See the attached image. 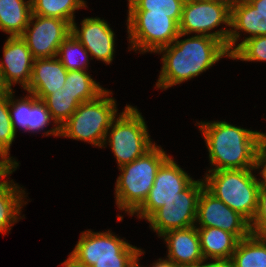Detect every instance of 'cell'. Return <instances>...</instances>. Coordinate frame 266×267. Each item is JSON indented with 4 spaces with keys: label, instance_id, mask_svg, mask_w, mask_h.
<instances>
[{
    "label": "cell",
    "instance_id": "cell-1",
    "mask_svg": "<svg viewBox=\"0 0 266 267\" xmlns=\"http://www.w3.org/2000/svg\"><path fill=\"white\" fill-rule=\"evenodd\" d=\"M182 36L184 35L179 33L173 43L157 51L163 52V64L156 83V87L160 89L194 78L212 67L220 58L231 56L226 45L216 38L195 35L180 40Z\"/></svg>",
    "mask_w": 266,
    "mask_h": 267
},
{
    "label": "cell",
    "instance_id": "cell-2",
    "mask_svg": "<svg viewBox=\"0 0 266 267\" xmlns=\"http://www.w3.org/2000/svg\"><path fill=\"white\" fill-rule=\"evenodd\" d=\"M209 151V171L255 169L256 131L233 126L225 121L200 122Z\"/></svg>",
    "mask_w": 266,
    "mask_h": 267
},
{
    "label": "cell",
    "instance_id": "cell-3",
    "mask_svg": "<svg viewBox=\"0 0 266 267\" xmlns=\"http://www.w3.org/2000/svg\"><path fill=\"white\" fill-rule=\"evenodd\" d=\"M169 158L165 151L154 145L144 155L119 167L121 175L115 187L116 205L129 215L143 204L161 165Z\"/></svg>",
    "mask_w": 266,
    "mask_h": 267
},
{
    "label": "cell",
    "instance_id": "cell-4",
    "mask_svg": "<svg viewBox=\"0 0 266 267\" xmlns=\"http://www.w3.org/2000/svg\"><path fill=\"white\" fill-rule=\"evenodd\" d=\"M255 169H229L208 171L205 188L228 207L240 213L250 223L258 209L259 179Z\"/></svg>",
    "mask_w": 266,
    "mask_h": 267
},
{
    "label": "cell",
    "instance_id": "cell-5",
    "mask_svg": "<svg viewBox=\"0 0 266 267\" xmlns=\"http://www.w3.org/2000/svg\"><path fill=\"white\" fill-rule=\"evenodd\" d=\"M105 90L96 99L81 103L60 127V137L81 140L104 148V140L116 118V101Z\"/></svg>",
    "mask_w": 266,
    "mask_h": 267
},
{
    "label": "cell",
    "instance_id": "cell-6",
    "mask_svg": "<svg viewBox=\"0 0 266 267\" xmlns=\"http://www.w3.org/2000/svg\"><path fill=\"white\" fill-rule=\"evenodd\" d=\"M108 131L104 145L108 140L119 167L141 157L155 145L151 142L142 115L130 105L113 120Z\"/></svg>",
    "mask_w": 266,
    "mask_h": 267
},
{
    "label": "cell",
    "instance_id": "cell-7",
    "mask_svg": "<svg viewBox=\"0 0 266 267\" xmlns=\"http://www.w3.org/2000/svg\"><path fill=\"white\" fill-rule=\"evenodd\" d=\"M231 2L227 0H185L179 23V33L188 35L211 36L222 41L228 50V38L231 29L210 30L226 24L231 26Z\"/></svg>",
    "mask_w": 266,
    "mask_h": 267
},
{
    "label": "cell",
    "instance_id": "cell-8",
    "mask_svg": "<svg viewBox=\"0 0 266 267\" xmlns=\"http://www.w3.org/2000/svg\"><path fill=\"white\" fill-rule=\"evenodd\" d=\"M128 38L133 50L155 52L174 42L179 25L171 14H128Z\"/></svg>",
    "mask_w": 266,
    "mask_h": 267
},
{
    "label": "cell",
    "instance_id": "cell-9",
    "mask_svg": "<svg viewBox=\"0 0 266 267\" xmlns=\"http://www.w3.org/2000/svg\"><path fill=\"white\" fill-rule=\"evenodd\" d=\"M204 187V180H196L182 191L180 196L171 199L157 209L147 219L151 229L161 236L170 230L195 226L198 199Z\"/></svg>",
    "mask_w": 266,
    "mask_h": 267
},
{
    "label": "cell",
    "instance_id": "cell-10",
    "mask_svg": "<svg viewBox=\"0 0 266 267\" xmlns=\"http://www.w3.org/2000/svg\"><path fill=\"white\" fill-rule=\"evenodd\" d=\"M139 251L140 248L117 238L109 230L99 233L87 230L81 234L70 256L86 267H92L96 261L137 258Z\"/></svg>",
    "mask_w": 266,
    "mask_h": 267
},
{
    "label": "cell",
    "instance_id": "cell-11",
    "mask_svg": "<svg viewBox=\"0 0 266 267\" xmlns=\"http://www.w3.org/2000/svg\"><path fill=\"white\" fill-rule=\"evenodd\" d=\"M70 34L71 24L68 21L32 14L21 38L26 42L33 58L39 59L57 56L60 45Z\"/></svg>",
    "mask_w": 266,
    "mask_h": 267
},
{
    "label": "cell",
    "instance_id": "cell-12",
    "mask_svg": "<svg viewBox=\"0 0 266 267\" xmlns=\"http://www.w3.org/2000/svg\"><path fill=\"white\" fill-rule=\"evenodd\" d=\"M195 180L168 158L159 168L154 183L143 204L133 213L146 220L171 199L180 196Z\"/></svg>",
    "mask_w": 266,
    "mask_h": 267
},
{
    "label": "cell",
    "instance_id": "cell-13",
    "mask_svg": "<svg viewBox=\"0 0 266 267\" xmlns=\"http://www.w3.org/2000/svg\"><path fill=\"white\" fill-rule=\"evenodd\" d=\"M196 222L200 227H215L230 232L239 240L251 234L250 222L205 187L198 199Z\"/></svg>",
    "mask_w": 266,
    "mask_h": 267
},
{
    "label": "cell",
    "instance_id": "cell-14",
    "mask_svg": "<svg viewBox=\"0 0 266 267\" xmlns=\"http://www.w3.org/2000/svg\"><path fill=\"white\" fill-rule=\"evenodd\" d=\"M71 24V34L85 47L91 56L110 64L114 56V32L100 18H84L81 28Z\"/></svg>",
    "mask_w": 266,
    "mask_h": 267
},
{
    "label": "cell",
    "instance_id": "cell-15",
    "mask_svg": "<svg viewBox=\"0 0 266 267\" xmlns=\"http://www.w3.org/2000/svg\"><path fill=\"white\" fill-rule=\"evenodd\" d=\"M4 60L0 61V70L10 89L20 83L25 89L31 80L34 58L21 36L7 38L3 47Z\"/></svg>",
    "mask_w": 266,
    "mask_h": 267
},
{
    "label": "cell",
    "instance_id": "cell-16",
    "mask_svg": "<svg viewBox=\"0 0 266 267\" xmlns=\"http://www.w3.org/2000/svg\"><path fill=\"white\" fill-rule=\"evenodd\" d=\"M161 236L168 247L166 259L178 267H195L204 258L196 226L170 230Z\"/></svg>",
    "mask_w": 266,
    "mask_h": 267
},
{
    "label": "cell",
    "instance_id": "cell-17",
    "mask_svg": "<svg viewBox=\"0 0 266 267\" xmlns=\"http://www.w3.org/2000/svg\"><path fill=\"white\" fill-rule=\"evenodd\" d=\"M67 74L57 56L34 59L31 80L25 90L43 101L64 86Z\"/></svg>",
    "mask_w": 266,
    "mask_h": 267
},
{
    "label": "cell",
    "instance_id": "cell-18",
    "mask_svg": "<svg viewBox=\"0 0 266 267\" xmlns=\"http://www.w3.org/2000/svg\"><path fill=\"white\" fill-rule=\"evenodd\" d=\"M230 35L228 38V52L230 55L247 39L266 35V18H264L255 7L247 0L232 2L231 4V26ZM234 28V30H233ZM246 32L250 36L236 45L240 33ZM234 45H236L234 47Z\"/></svg>",
    "mask_w": 266,
    "mask_h": 267
},
{
    "label": "cell",
    "instance_id": "cell-19",
    "mask_svg": "<svg viewBox=\"0 0 266 267\" xmlns=\"http://www.w3.org/2000/svg\"><path fill=\"white\" fill-rule=\"evenodd\" d=\"M17 166L8 172L0 175L1 178H5L15 171ZM18 184L12 180L1 181L0 180V233H6L10 231L12 224L18 222V216H20L22 205L25 204L24 190L20 189Z\"/></svg>",
    "mask_w": 266,
    "mask_h": 267
},
{
    "label": "cell",
    "instance_id": "cell-20",
    "mask_svg": "<svg viewBox=\"0 0 266 267\" xmlns=\"http://www.w3.org/2000/svg\"><path fill=\"white\" fill-rule=\"evenodd\" d=\"M197 230L205 259H231L239 242L234 234L215 227H198Z\"/></svg>",
    "mask_w": 266,
    "mask_h": 267
},
{
    "label": "cell",
    "instance_id": "cell-21",
    "mask_svg": "<svg viewBox=\"0 0 266 267\" xmlns=\"http://www.w3.org/2000/svg\"><path fill=\"white\" fill-rule=\"evenodd\" d=\"M31 15V0H0V30L10 37L23 34Z\"/></svg>",
    "mask_w": 266,
    "mask_h": 267
},
{
    "label": "cell",
    "instance_id": "cell-22",
    "mask_svg": "<svg viewBox=\"0 0 266 267\" xmlns=\"http://www.w3.org/2000/svg\"><path fill=\"white\" fill-rule=\"evenodd\" d=\"M230 260L233 267H266V236L242 238Z\"/></svg>",
    "mask_w": 266,
    "mask_h": 267
},
{
    "label": "cell",
    "instance_id": "cell-23",
    "mask_svg": "<svg viewBox=\"0 0 266 267\" xmlns=\"http://www.w3.org/2000/svg\"><path fill=\"white\" fill-rule=\"evenodd\" d=\"M43 102L45 103L51 118L56 127L45 132V135H60V127L70 118L76 111L80 103L74 99V95L68 91L66 86L55 90L54 93L48 95ZM59 124V125H58Z\"/></svg>",
    "mask_w": 266,
    "mask_h": 267
},
{
    "label": "cell",
    "instance_id": "cell-24",
    "mask_svg": "<svg viewBox=\"0 0 266 267\" xmlns=\"http://www.w3.org/2000/svg\"><path fill=\"white\" fill-rule=\"evenodd\" d=\"M32 14L74 22V12L87 7L84 0H31Z\"/></svg>",
    "mask_w": 266,
    "mask_h": 267
},
{
    "label": "cell",
    "instance_id": "cell-25",
    "mask_svg": "<svg viewBox=\"0 0 266 267\" xmlns=\"http://www.w3.org/2000/svg\"><path fill=\"white\" fill-rule=\"evenodd\" d=\"M64 86L80 104L96 99L105 91L86 71L81 70L68 71Z\"/></svg>",
    "mask_w": 266,
    "mask_h": 267
},
{
    "label": "cell",
    "instance_id": "cell-26",
    "mask_svg": "<svg viewBox=\"0 0 266 267\" xmlns=\"http://www.w3.org/2000/svg\"><path fill=\"white\" fill-rule=\"evenodd\" d=\"M128 14H171L179 25L185 0H128Z\"/></svg>",
    "mask_w": 266,
    "mask_h": 267
},
{
    "label": "cell",
    "instance_id": "cell-27",
    "mask_svg": "<svg viewBox=\"0 0 266 267\" xmlns=\"http://www.w3.org/2000/svg\"><path fill=\"white\" fill-rule=\"evenodd\" d=\"M88 54L85 47L70 34L60 45L57 57L68 71H86V65L89 64Z\"/></svg>",
    "mask_w": 266,
    "mask_h": 267
},
{
    "label": "cell",
    "instance_id": "cell-28",
    "mask_svg": "<svg viewBox=\"0 0 266 267\" xmlns=\"http://www.w3.org/2000/svg\"><path fill=\"white\" fill-rule=\"evenodd\" d=\"M9 104L10 93L0 98V151L18 167V162L9 156V149L16 135L10 118Z\"/></svg>",
    "mask_w": 266,
    "mask_h": 267
},
{
    "label": "cell",
    "instance_id": "cell-29",
    "mask_svg": "<svg viewBox=\"0 0 266 267\" xmlns=\"http://www.w3.org/2000/svg\"><path fill=\"white\" fill-rule=\"evenodd\" d=\"M230 58L242 61H266V35L245 40Z\"/></svg>",
    "mask_w": 266,
    "mask_h": 267
},
{
    "label": "cell",
    "instance_id": "cell-30",
    "mask_svg": "<svg viewBox=\"0 0 266 267\" xmlns=\"http://www.w3.org/2000/svg\"><path fill=\"white\" fill-rule=\"evenodd\" d=\"M13 90L10 92L9 112L13 128L17 132L18 126L24 131H29V113L31 110V94L24 98L13 99Z\"/></svg>",
    "mask_w": 266,
    "mask_h": 267
},
{
    "label": "cell",
    "instance_id": "cell-31",
    "mask_svg": "<svg viewBox=\"0 0 266 267\" xmlns=\"http://www.w3.org/2000/svg\"><path fill=\"white\" fill-rule=\"evenodd\" d=\"M51 118L45 103L31 94V110L29 113V131L37 132L43 130L50 124Z\"/></svg>",
    "mask_w": 266,
    "mask_h": 267
},
{
    "label": "cell",
    "instance_id": "cell-32",
    "mask_svg": "<svg viewBox=\"0 0 266 267\" xmlns=\"http://www.w3.org/2000/svg\"><path fill=\"white\" fill-rule=\"evenodd\" d=\"M251 233L266 236V187H260L258 194V209L250 223Z\"/></svg>",
    "mask_w": 266,
    "mask_h": 267
},
{
    "label": "cell",
    "instance_id": "cell-33",
    "mask_svg": "<svg viewBox=\"0 0 266 267\" xmlns=\"http://www.w3.org/2000/svg\"><path fill=\"white\" fill-rule=\"evenodd\" d=\"M92 267H137V258H118V260L96 261Z\"/></svg>",
    "mask_w": 266,
    "mask_h": 267
},
{
    "label": "cell",
    "instance_id": "cell-34",
    "mask_svg": "<svg viewBox=\"0 0 266 267\" xmlns=\"http://www.w3.org/2000/svg\"><path fill=\"white\" fill-rule=\"evenodd\" d=\"M256 158H266V133L256 131Z\"/></svg>",
    "mask_w": 266,
    "mask_h": 267
},
{
    "label": "cell",
    "instance_id": "cell-35",
    "mask_svg": "<svg viewBox=\"0 0 266 267\" xmlns=\"http://www.w3.org/2000/svg\"><path fill=\"white\" fill-rule=\"evenodd\" d=\"M206 259L203 258L195 267H233L231 260H225V259H212L214 262L211 263H205L204 261Z\"/></svg>",
    "mask_w": 266,
    "mask_h": 267
},
{
    "label": "cell",
    "instance_id": "cell-36",
    "mask_svg": "<svg viewBox=\"0 0 266 267\" xmlns=\"http://www.w3.org/2000/svg\"><path fill=\"white\" fill-rule=\"evenodd\" d=\"M16 165L0 151V175L13 170Z\"/></svg>",
    "mask_w": 266,
    "mask_h": 267
},
{
    "label": "cell",
    "instance_id": "cell-37",
    "mask_svg": "<svg viewBox=\"0 0 266 267\" xmlns=\"http://www.w3.org/2000/svg\"><path fill=\"white\" fill-rule=\"evenodd\" d=\"M263 168L260 171V174L262 175V180H258L260 187H266V158H256L255 161V169Z\"/></svg>",
    "mask_w": 266,
    "mask_h": 267
},
{
    "label": "cell",
    "instance_id": "cell-38",
    "mask_svg": "<svg viewBox=\"0 0 266 267\" xmlns=\"http://www.w3.org/2000/svg\"><path fill=\"white\" fill-rule=\"evenodd\" d=\"M144 254V252L140 249L139 253H138V257H137V267H142L138 264V260H140V255ZM152 267H178L177 265H175L173 262H171L168 259H161L159 258V261H157L156 263H154L152 265Z\"/></svg>",
    "mask_w": 266,
    "mask_h": 267
},
{
    "label": "cell",
    "instance_id": "cell-39",
    "mask_svg": "<svg viewBox=\"0 0 266 267\" xmlns=\"http://www.w3.org/2000/svg\"><path fill=\"white\" fill-rule=\"evenodd\" d=\"M257 11L266 18V0H247Z\"/></svg>",
    "mask_w": 266,
    "mask_h": 267
},
{
    "label": "cell",
    "instance_id": "cell-40",
    "mask_svg": "<svg viewBox=\"0 0 266 267\" xmlns=\"http://www.w3.org/2000/svg\"><path fill=\"white\" fill-rule=\"evenodd\" d=\"M11 91H12V89H10L8 87V85L5 83L4 78H3V74L0 70V98L6 96Z\"/></svg>",
    "mask_w": 266,
    "mask_h": 267
},
{
    "label": "cell",
    "instance_id": "cell-41",
    "mask_svg": "<svg viewBox=\"0 0 266 267\" xmlns=\"http://www.w3.org/2000/svg\"><path fill=\"white\" fill-rule=\"evenodd\" d=\"M62 264L64 265V267H86L85 265L77 262L70 255H69L68 259L65 260Z\"/></svg>",
    "mask_w": 266,
    "mask_h": 267
},
{
    "label": "cell",
    "instance_id": "cell-42",
    "mask_svg": "<svg viewBox=\"0 0 266 267\" xmlns=\"http://www.w3.org/2000/svg\"><path fill=\"white\" fill-rule=\"evenodd\" d=\"M227 1H229V2H235V1H240V0H227Z\"/></svg>",
    "mask_w": 266,
    "mask_h": 267
}]
</instances>
